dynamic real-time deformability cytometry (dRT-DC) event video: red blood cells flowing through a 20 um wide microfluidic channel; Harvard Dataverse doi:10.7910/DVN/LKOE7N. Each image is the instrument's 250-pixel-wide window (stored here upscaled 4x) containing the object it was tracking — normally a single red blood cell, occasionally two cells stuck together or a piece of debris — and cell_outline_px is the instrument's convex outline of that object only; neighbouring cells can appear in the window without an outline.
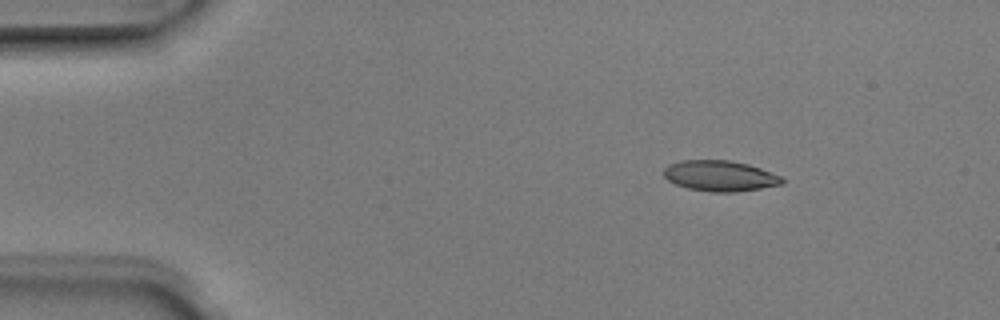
{"species": "Egyptian fruit bat (a non-hibernating species)", "species_latin": "Rousettus aegyptiacus", "temperature_condition": "room temperature", "stored_images_in_passage": 3, "camera_frame_rate_fps": 3000, "um_per_image_px": 0.085, "animal": {"sex": "male"}, "frame": {"image": 1, "passage_image": 1, "time_ms": 0.0, "image_size_px": [1000, 320], "cell_outline_px": [[784, 184], [736, 192], [712, 192], [688, 188], [676, 184], [668, 180], [664, 176], [664, 168], [668, 164], [684, 160], [728, 160], [748, 164], [760, 168], [780, 176], [784, 180]], "centroid_in_image_um": [61.19, 14.95], "position_along_channel_um": 23.8, "area_um2": 21.04}}
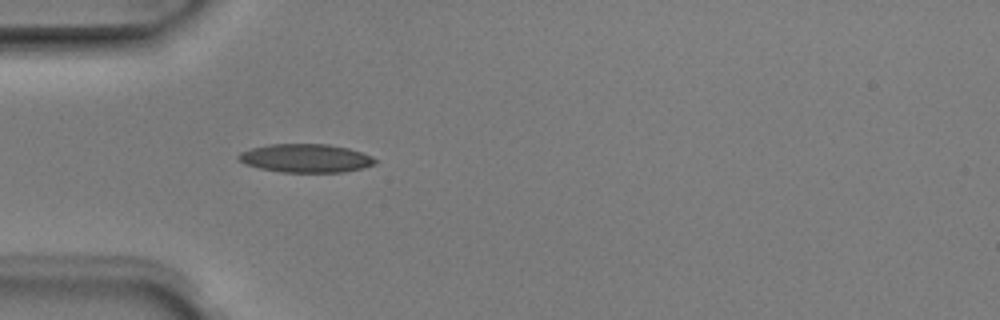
{"frame": {"image": 2, "passage_image": 3, "time_ms": 0.667, "image_size_px": [1000, 320], "cell_outline_px": [[376, 164], [364, 168], [344, 172], [284, 172], [260, 168], [248, 164], [240, 160], [236, 156], [240, 152], [252, 148], [268, 144], [328, 144], [348, 148], [372, 156], [376, 160]], "centroid_in_image_um": [26.02, 13.44], "position_along_channel_um": 59.0, "area_um2": 22.54}}